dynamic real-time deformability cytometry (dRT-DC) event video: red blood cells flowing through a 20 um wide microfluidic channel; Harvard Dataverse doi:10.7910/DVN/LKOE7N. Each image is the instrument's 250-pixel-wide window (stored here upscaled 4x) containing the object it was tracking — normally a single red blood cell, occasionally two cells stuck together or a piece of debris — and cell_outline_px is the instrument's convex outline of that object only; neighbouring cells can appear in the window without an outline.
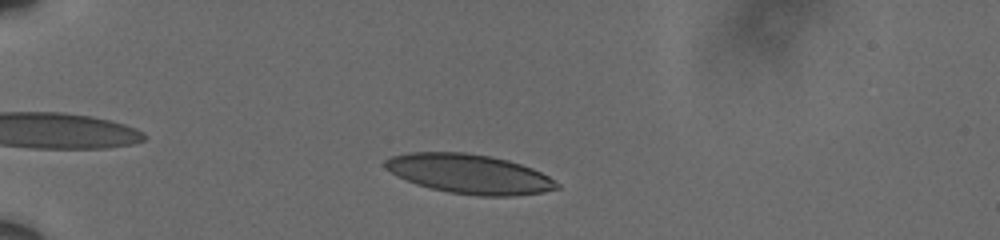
{"species": "human", "species_latin": "Homo sapiens", "temperature_condition": "cold", "stored_images_in_passage": 50, "camera_frame_rate_fps": 3000, "um_per_image_px": 0.085, "donor": {"sex": "male"}, "frame": {"image": 1, "passage_image": 8, "time_ms": 2.333, "image_size_px": [1000, 240], "cell_outline_px": [[560, 188], [544, 192], [516, 196], [480, 196], [448, 192], [416, 184], [396, 176], [384, 168], [384, 160], [392, 156], [408, 152], [464, 152], [492, 156], [508, 160], [532, 168], [548, 176], [560, 184]], "centroid_in_image_um": [39.89, 14.78], "position_along_channel_um": 45.1, "area_um2": 39.65}}
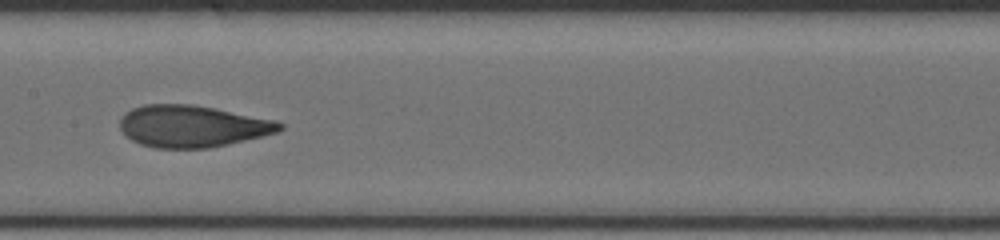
{"frame": {"image": 2, "passage_image": 24, "time_ms": 7.667, "image_size_px": [1000, 240], "cell_outline_px": [[284, 128], [276, 132], [228, 144], [208, 148], [156, 148], [140, 144], [132, 140], [120, 128], [120, 116], [124, 112], [132, 108], [144, 104], [192, 104], [276, 120], [284, 124]], "centroid_in_image_um": [16.31, 10.72], "position_along_channel_um": 191.1, "area_um2": 38.84}}
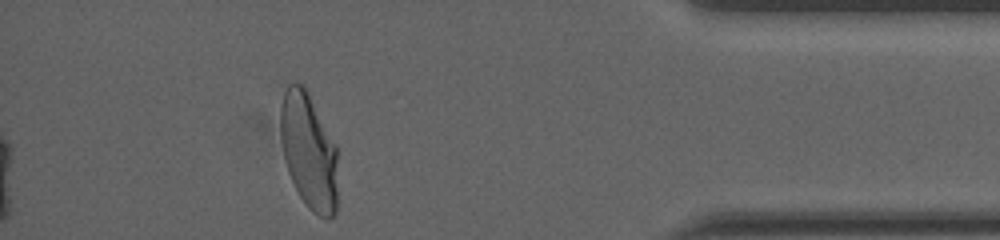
{"frame": {"image": 3, "passage_image": 45, "time_ms": 14.667, "image_size_px": [1000, 240], "cell_outline_px": [[336, 212], [328, 220], [312, 212], [308, 208], [300, 196], [288, 172], [280, 140], [280, 104], [284, 92], [288, 84], [304, 84], [336, 144]], "centroid_in_image_um": [26.23, 12.82], "position_along_channel_um": 409.0, "area_um2": 38.73}, "authors_computed_cell_mechanics": {"area_um2": 38.8127, "velocity_mm_per_s": 3.6065, "shape_relaxation_time_tau1_ms": 7.9621, "shape_relaxation_time_tau2_ms": 0.8765, "deformation_change_tau1": 0.2198, "deformation_change_tau2": 0.0609}}